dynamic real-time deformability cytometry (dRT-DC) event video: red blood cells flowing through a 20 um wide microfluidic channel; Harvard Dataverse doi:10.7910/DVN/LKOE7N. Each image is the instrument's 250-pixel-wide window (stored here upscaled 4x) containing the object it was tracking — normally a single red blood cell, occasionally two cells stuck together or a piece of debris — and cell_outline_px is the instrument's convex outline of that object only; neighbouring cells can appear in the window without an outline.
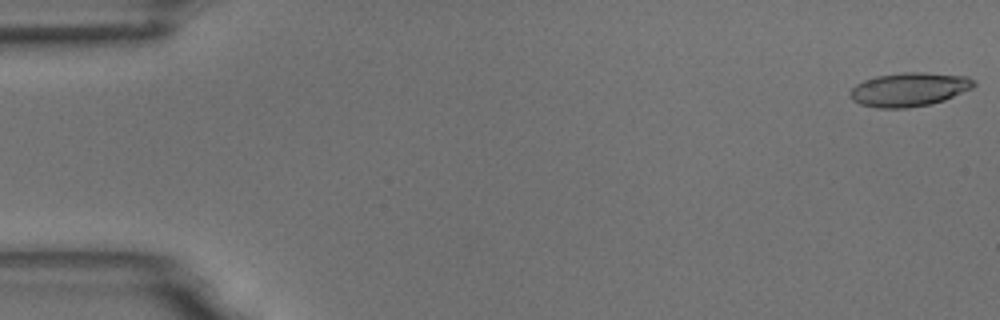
{"species": "common noctule bat (a hibernating species)", "species_latin": "Nyctalus noctula", "temperature_condition": "room temperature", "stored_images_in_passage": 11, "camera_frame_rate_fps": 3000, "um_per_image_px": 0.085, "animal": {"sex": "male", "body_mass_g": 18.8}, "frame": {"image": 1, "passage_image": 1, "time_ms": 0.0, "image_size_px": [1000, 320], "cell_outline_px": [[976, 84], [972, 88], [944, 100], [928, 104], [908, 108], [876, 108], [860, 104], [852, 100], [848, 92], [856, 84], [864, 80], [876, 76], [904, 72], [924, 72], [968, 76], [976, 80]], "centroid_in_image_um": [77.27, 7.6], "position_along_channel_um": 7.7, "area_um2": 24.51}}